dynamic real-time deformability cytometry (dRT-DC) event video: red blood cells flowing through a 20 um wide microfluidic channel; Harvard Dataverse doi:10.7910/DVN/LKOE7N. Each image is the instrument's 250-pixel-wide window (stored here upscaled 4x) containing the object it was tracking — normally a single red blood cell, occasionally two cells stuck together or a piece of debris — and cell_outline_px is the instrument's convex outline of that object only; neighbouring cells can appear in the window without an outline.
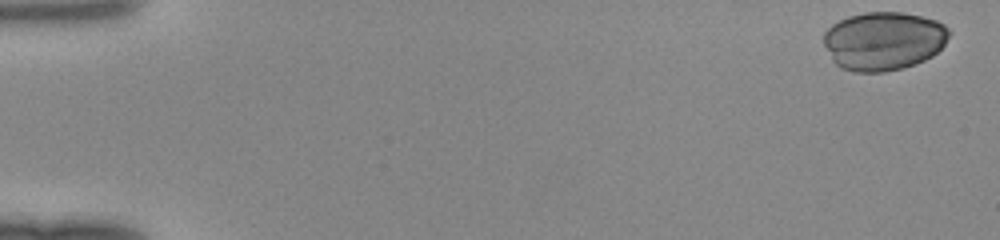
{"species": "human", "species_latin": "Homo sapiens", "temperature_condition": "room temperature", "stored_images_in_passage": 42, "camera_frame_rate_fps": 3000, "um_per_image_px": 0.085, "donor": {"sex": "female"}, "frame": {"image": 1, "passage_image": 1, "time_ms": 0.0, "image_size_px": [1000, 240], "cell_outline_px": [[952, 32], [944, 44], [932, 56], [924, 60], [900, 68], [884, 72], [856, 72], [840, 68], [832, 60], [824, 44], [824, 32], [832, 24], [848, 16], [864, 12], [900, 12], [920, 16], [936, 20], [944, 24]], "centroid_in_image_um": [75.1, 3.47], "position_along_channel_um": 9.9, "area_um2": 42.77}}
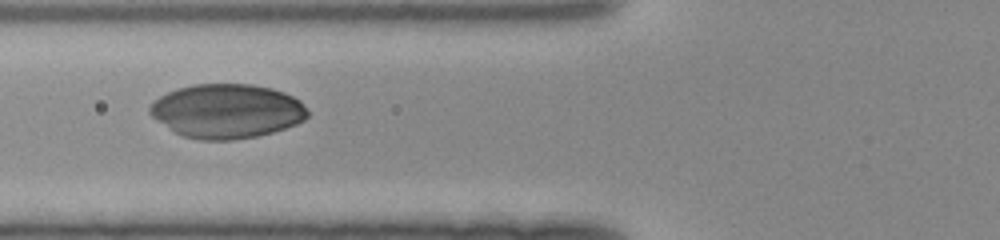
{"frame": {"image": 2, "passage_image": 19, "time_ms": 6.0, "image_size_px": [1000, 240], "cell_outline_px": [[308, 116], [304, 120], [296, 124], [272, 132], [256, 136], [232, 140], [200, 140], [184, 136], [176, 132], [152, 116], [148, 112], [148, 108], [160, 96], [176, 88], [192, 84], [252, 84], [272, 88], [284, 92], [300, 100], [308, 112]], "centroid_in_image_um": [19.3, 9.43], "position_along_channel_um": 106.5, "area_um2": 49.65}}
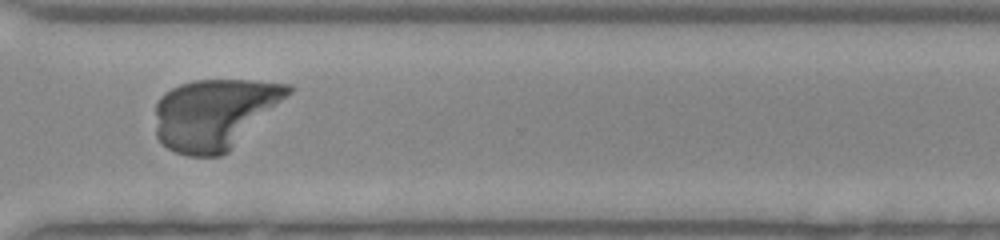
{"frame": {"image": 3, "passage_image": 36, "time_ms": 11.667, "image_size_px": [1000, 240], "cell_outline_px": [[292, 92], [228, 152], [220, 156], [188, 156], [176, 152], [168, 148], [156, 136], [156, 104], [160, 96], [164, 92], [180, 84], [192, 80], [252, 80], [292, 84]], "centroid_in_image_um": [18.22, 9.67], "position_along_channel_um": 352.4, "area_um2": 54.45}}